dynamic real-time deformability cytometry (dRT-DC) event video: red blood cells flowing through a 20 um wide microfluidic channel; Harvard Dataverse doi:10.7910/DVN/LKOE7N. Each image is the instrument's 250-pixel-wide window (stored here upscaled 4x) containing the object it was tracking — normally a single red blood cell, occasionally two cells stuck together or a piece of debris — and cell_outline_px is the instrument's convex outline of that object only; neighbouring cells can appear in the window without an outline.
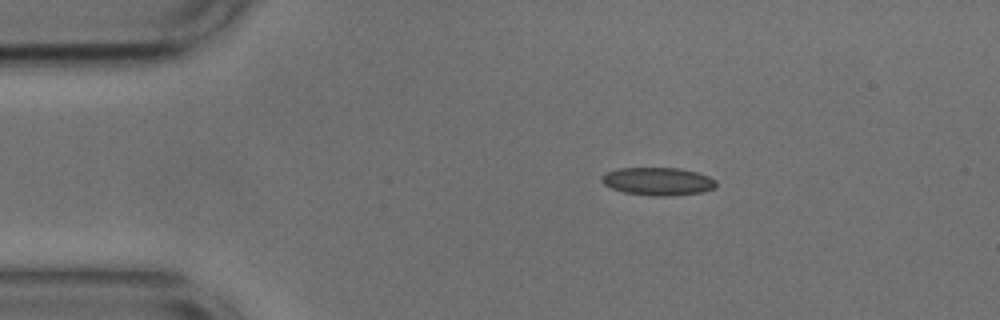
{"species": "common noctule bat (a hibernating species)", "species_latin": "Nyctalus noctula", "temperature_condition": "cold", "stored_images_in_passage": 45, "camera_frame_rate_fps": 3000, "um_per_image_px": 0.085, "animal": {"sex": "male", "body_mass_g": 17.9, "forearm_length_mm": 54.2}, "frame": {"image": 1, "passage_image": 1, "time_ms": 0.0, "image_size_px": [1000, 320], "cell_outline_px": [[716, 188], [700, 192], [668, 196], [652, 196], [624, 192], [612, 188], [604, 184], [600, 180], [600, 176], [604, 172], [616, 168], [680, 168], [696, 172], [708, 176], [716, 180]], "centroid_in_image_um": [55.88, 15.4], "position_along_channel_um": 29.1, "area_um2": 18.73}}
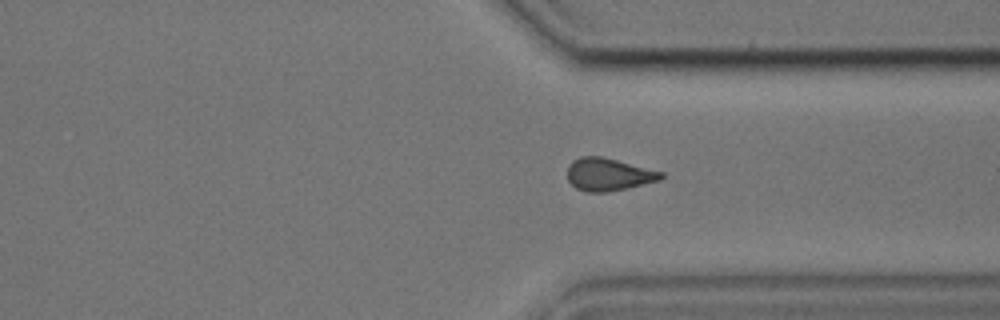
{"frame": {"image": 2, "passage_image": 31, "time_ms": 10.0, "image_size_px": [1000, 320], "cell_outline_px": [[664, 176], [660, 180], [608, 192], [588, 192], [576, 188], [568, 180], [568, 164], [572, 160], [580, 156], [600, 156], [664, 172]], "centroid_in_image_um": [51.7, 14.82], "position_along_channel_um": 359.7, "area_um2": 17.69}}
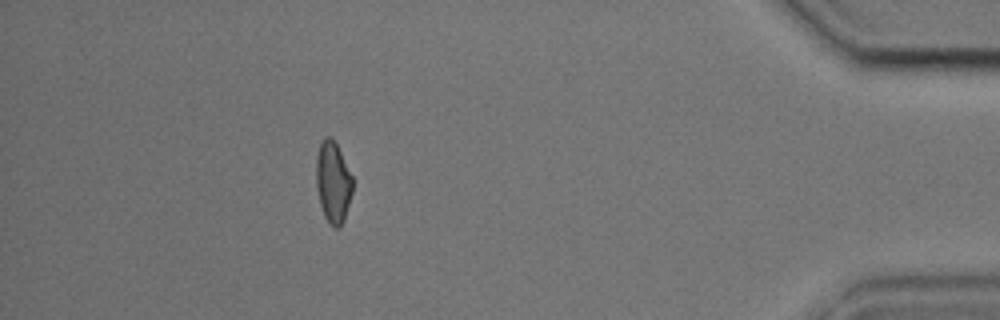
{"frame": {"image": 3, "passage_image": 39, "time_ms": 12.667, "image_size_px": [1000, 320], "cell_outline_px": [[352, 192], [344, 220], [340, 228], [332, 228], [328, 224], [324, 216], [320, 204], [316, 188], [316, 156], [320, 144], [324, 136], [332, 136], [352, 176]], "centroid_in_image_um": [28.29, 15.51], "position_along_channel_um": 406.9, "area_um2": 17.4}, "authors_computed_cell_mechanics": {"area_um2": 17.7446, "velocity_mm_per_s": 3.7624, "shape_relaxation_time_tau1_ms": null, "shape_relaxation_time_tau2_ms": 3.457, "deformation_change_tau1": null, "deformation_change_tau2": 0.0917}}